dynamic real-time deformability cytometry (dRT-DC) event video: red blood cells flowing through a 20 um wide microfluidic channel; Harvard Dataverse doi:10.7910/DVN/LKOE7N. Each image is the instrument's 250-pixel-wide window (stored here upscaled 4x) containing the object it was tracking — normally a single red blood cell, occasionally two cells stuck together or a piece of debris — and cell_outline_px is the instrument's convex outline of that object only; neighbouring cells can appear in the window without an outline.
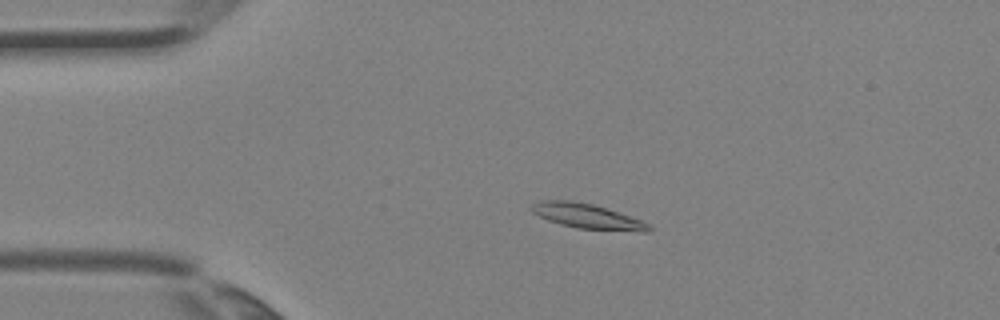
{"species": "Egyptian fruit bat (a non-hibernating species)", "species_latin": "Rousettus aegyptiacus", "temperature_condition": "room temperature", "stored_images_in_passage": 3, "camera_frame_rate_fps": 3000, "um_per_image_px": 0.085, "animal": {"sex": "female"}, "frame": {"image": 1, "passage_image": 2, "time_ms": 0.333, "image_size_px": [1000, 320], "cell_outline_px": [[652, 228], [648, 232], [640, 232], [576, 228], [560, 224], [548, 220], [532, 212], [528, 208], [532, 204], [540, 200], [572, 200], [592, 204], [640, 220], [648, 224]], "centroid_in_image_um": [49.86, 18.38], "position_along_channel_um": 35.1, "area_um2": 16.88}}